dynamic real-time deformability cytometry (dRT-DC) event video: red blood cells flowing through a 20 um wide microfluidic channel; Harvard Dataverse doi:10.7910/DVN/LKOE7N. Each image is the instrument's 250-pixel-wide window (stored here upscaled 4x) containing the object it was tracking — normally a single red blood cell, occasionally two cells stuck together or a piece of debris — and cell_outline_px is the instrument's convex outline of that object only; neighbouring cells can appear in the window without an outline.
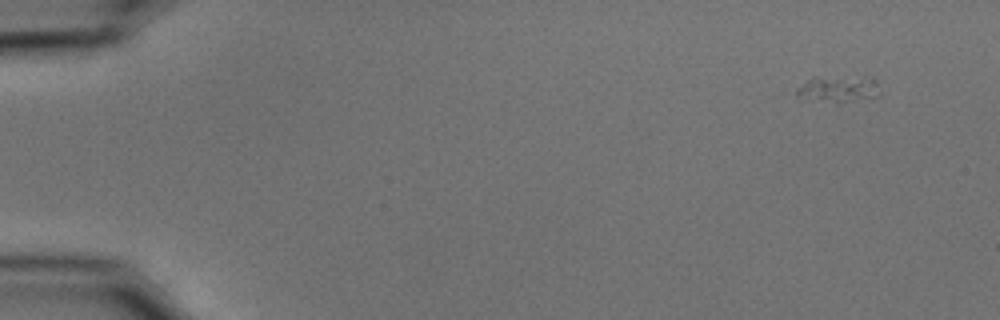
{"species": "common noctule bat (a hibernating species)", "species_latin": "Nyctalus noctula", "temperature_condition": "cold", "stored_images_in_passage": 11, "segment_of_instrument_passage": [1, 2], "camera_frame_rate_fps": 3000, "um_per_image_px": 0.085, "animal": {"sex": "male", "body_mass_g": 15.6}, "frame": {"image": 1, "passage_image": 1, "time_ms": 0.0, "image_size_px": [1000, 320], "cell_outline_px": [[880, 96], [836, 104], [804, 100], [796, 96], [796, 88], [808, 80], [864, 76], [876, 80], [880, 92]], "centroid_in_image_um": [71.27, 7.63], "position_along_channel_um": 13.7, "area_um2": 12.95}}